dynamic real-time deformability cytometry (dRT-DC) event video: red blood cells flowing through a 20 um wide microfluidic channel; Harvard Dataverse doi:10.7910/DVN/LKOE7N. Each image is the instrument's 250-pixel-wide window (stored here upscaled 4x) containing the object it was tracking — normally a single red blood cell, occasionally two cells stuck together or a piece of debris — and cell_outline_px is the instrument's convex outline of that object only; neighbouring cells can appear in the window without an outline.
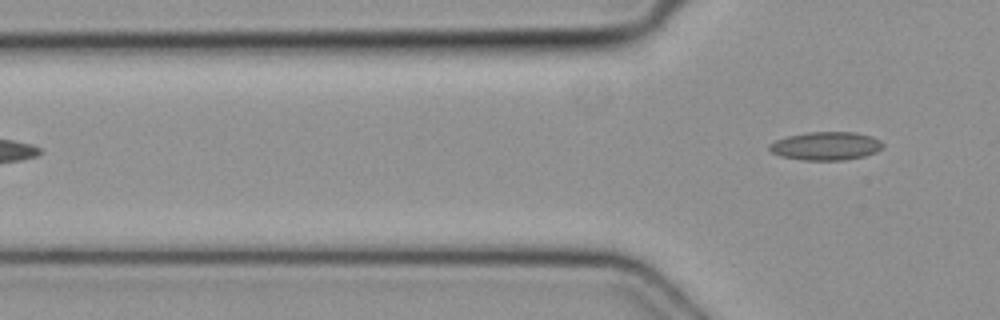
{"species": "common noctule bat (a hibernating species)", "species_latin": "Nyctalus noctula", "temperature_condition": "cold", "stored_images_in_passage": 2, "camera_frame_rate_fps": 3000, "um_per_image_px": 0.085, "animal": {"sex": "female", "body_mass_g": 19.3, "forearm_length_mm": 54.1}, "frame": {"image": 1, "passage_image": 2, "time_ms": 0.333, "image_size_px": [1000, 320], "cell_outline_px": [[884, 148], [876, 152], [864, 156], [844, 160], [804, 160], [780, 156], [772, 152], [768, 148], [768, 144], [776, 140], [788, 136], [808, 132], [856, 132], [872, 136], [880, 140], [884, 144]], "centroid_in_image_um": [70.23, 12.4], "position_along_channel_um": 55.6, "area_um2": 18.84}}